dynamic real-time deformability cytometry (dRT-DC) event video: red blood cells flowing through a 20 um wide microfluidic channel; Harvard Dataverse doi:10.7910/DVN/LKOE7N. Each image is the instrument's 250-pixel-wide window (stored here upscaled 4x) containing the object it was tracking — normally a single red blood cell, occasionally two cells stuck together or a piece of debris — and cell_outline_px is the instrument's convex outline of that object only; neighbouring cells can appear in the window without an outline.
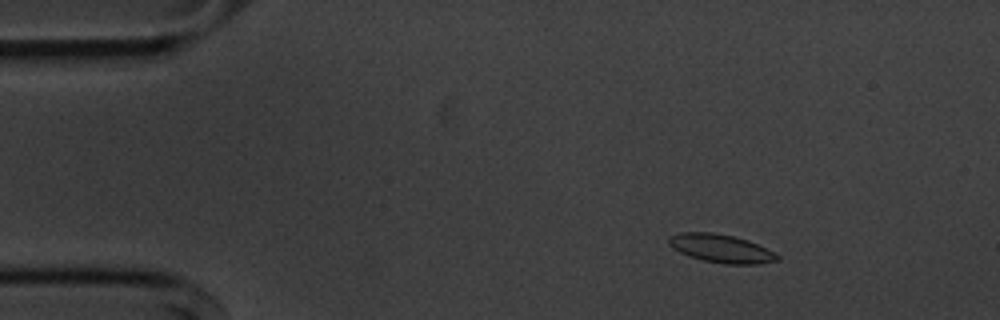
{"species": "common noctule bat (a hibernating species)", "species_latin": "Nyctalus noctula", "temperature_condition": "cold", "stored_images_in_passage": 50, "camera_frame_rate_fps": 3000, "um_per_image_px": 0.085, "animal": {"sex": "male", "body_mass_g": 20.1, "forearm_length_mm": 53.5}, "frame": {"image": 1, "passage_image": 3, "time_ms": 0.667, "image_size_px": [1000, 320], "cell_outline_px": [[780, 260], [760, 264], [724, 264], [704, 260], [688, 256], [672, 248], [668, 244], [668, 236], [680, 232], [712, 232], [732, 236], [748, 240], [776, 252], [780, 256]], "centroid_in_image_um": [61.3, 21.12], "position_along_channel_um": 23.7, "area_um2": 18.09}}
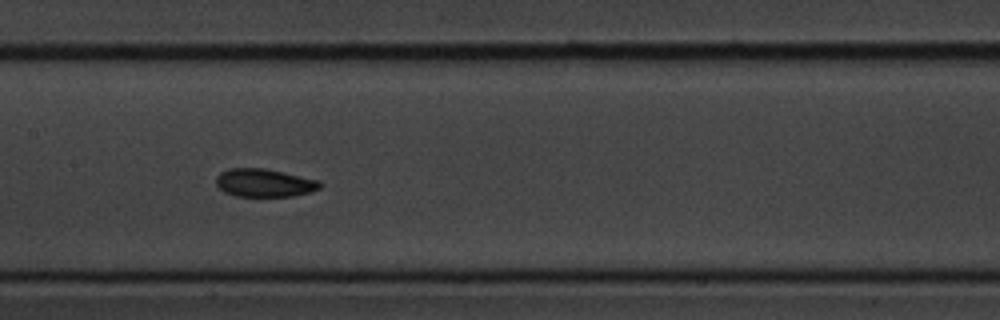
{"frame": {"image": 2, "passage_image": 22, "time_ms": 7.0, "image_size_px": [1000, 320], "cell_outline_px": [[324, 184], [320, 188], [312, 192], [292, 196], [236, 196], [224, 192], [216, 184], [216, 176], [220, 172], [228, 168], [264, 168], [284, 172], [320, 180]], "centroid_in_image_um": [22.5, 15.54], "position_along_channel_um": 184.9, "area_um2": 17.22}}
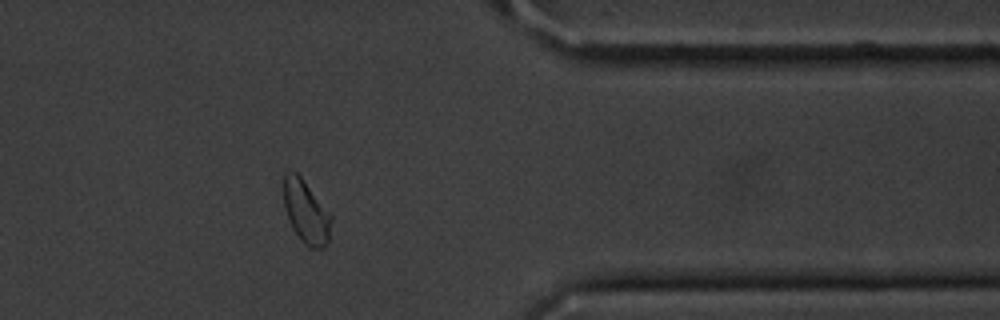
{"frame": {"image": 3, "passage_image": 40, "time_ms": 13.0, "image_size_px": [1000, 320], "cell_outline_px": [[332, 220], [328, 240], [324, 248], [308, 248], [300, 240], [292, 228], [288, 220], [284, 208], [284, 172], [288, 168], [296, 172], [300, 176], [332, 212]], "centroid_in_image_um": [26.02, 17.99], "position_along_channel_um": 385.4, "area_um2": 18.03}, "authors_computed_cell_mechanics": {"area_um2": 17.6868, "velocity_mm_per_s": 3.6032, "shape_relaxation_time_tau1_ms": 3.3767, "shape_relaxation_time_tau2_ms": 2.464, "deformation_change_tau1": 0.077, "deformation_change_tau2": 0.0656}}